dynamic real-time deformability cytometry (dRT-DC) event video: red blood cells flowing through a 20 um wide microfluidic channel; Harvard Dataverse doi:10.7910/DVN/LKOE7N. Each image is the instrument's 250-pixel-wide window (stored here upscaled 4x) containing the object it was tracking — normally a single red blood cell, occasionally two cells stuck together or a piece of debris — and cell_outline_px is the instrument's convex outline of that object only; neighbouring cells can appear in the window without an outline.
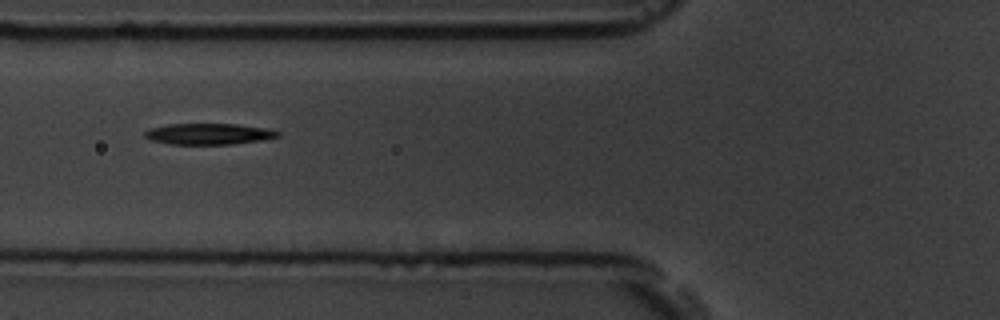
{"species": "common noctule bat (a hibernating species)", "species_latin": "Nyctalus noctula", "temperature_condition": "room temperature", "stored_images_in_passage": 9, "camera_frame_rate_fps": 3000, "um_per_image_px": 0.085, "animal": {"sex": "male", "body_mass_g": 19.5, "forearm_length_mm": 54.6}, "frame": {"image": 1, "passage_image": 6, "time_ms": 6.0, "image_size_px": [1000, 320], "cell_outline_px": [[280, 136], [264, 140], [232, 144], [168, 144], [152, 140], [144, 136], [144, 132], [148, 128], [168, 124], [236, 124], [264, 128], [280, 132]], "centroid_in_image_um": [17.72, 11.38], "position_along_channel_um": 108.1, "area_um2": 16.36}}
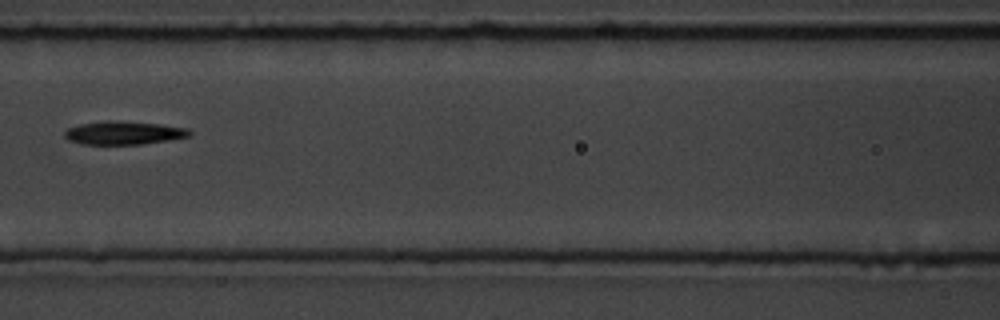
{"frame": {"image": 2, "passage_image": 7, "time_ms": 7.333, "image_size_px": [1000, 320], "cell_outline_px": [[192, 136], [168, 140], [140, 144], [80, 144], [68, 140], [64, 136], [64, 132], [68, 128], [80, 124], [108, 120], [120, 120], [160, 124], [188, 128], [192, 132]], "centroid_in_image_um": [10.52, 11.28], "position_along_channel_um": 156.1, "area_um2": 17.11}}
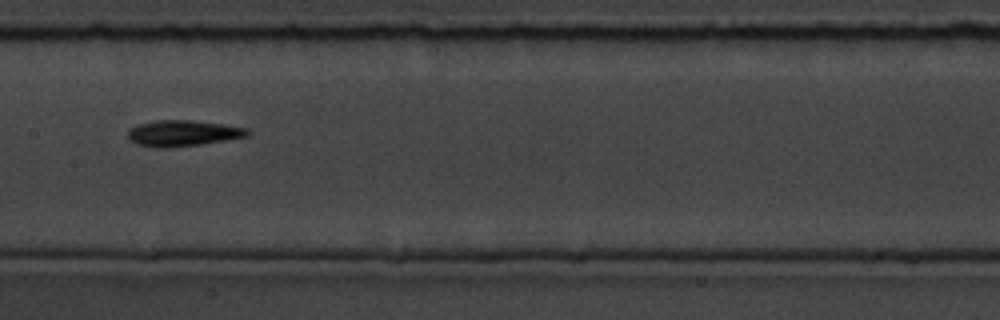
{"frame": {"image": 3, "passage_image": 8, "time_ms": 8.333, "image_size_px": [1000, 320], "cell_outline_px": [[252, 132], [248, 136], [200, 144], [168, 148], [156, 148], [136, 144], [128, 140], [128, 128], [136, 124], [156, 120], [192, 120], [224, 124], [248, 128]], "centroid_in_image_um": [15.51, 11.32], "position_along_channel_um": 191.9, "area_um2": 18.38}}